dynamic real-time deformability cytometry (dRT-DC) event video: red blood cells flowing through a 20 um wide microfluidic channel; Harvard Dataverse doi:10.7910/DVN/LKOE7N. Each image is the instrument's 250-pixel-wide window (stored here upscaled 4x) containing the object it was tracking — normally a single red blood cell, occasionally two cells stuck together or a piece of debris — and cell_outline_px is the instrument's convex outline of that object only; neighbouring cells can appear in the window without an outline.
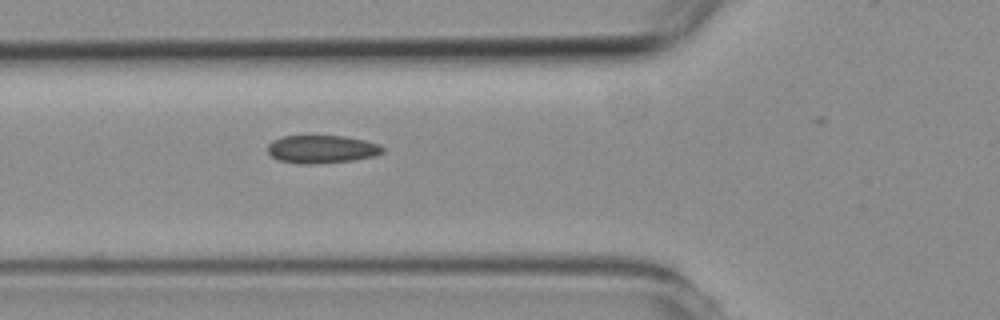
{"species": "common noctule bat (a hibernating species)", "species_latin": "Nyctalus noctula", "temperature_condition": "room temperature", "stored_images_in_passage": 2, "camera_frame_rate_fps": 3000, "um_per_image_px": 0.085, "animal": {"sex": "female", "body_mass_g": 19.3, "forearm_length_mm": 54.1}, "frame": {"image": 1, "passage_image": 2, "time_ms": 2.333, "image_size_px": [1000, 320], "cell_outline_px": [[384, 152], [372, 156], [352, 160], [312, 164], [304, 164], [280, 160], [272, 156], [268, 152], [268, 144], [272, 140], [284, 136], [344, 136], [364, 140], [380, 144], [384, 148]], "centroid_in_image_um": [27.36, 12.67], "position_along_channel_um": 98.4, "area_um2": 18.55}}